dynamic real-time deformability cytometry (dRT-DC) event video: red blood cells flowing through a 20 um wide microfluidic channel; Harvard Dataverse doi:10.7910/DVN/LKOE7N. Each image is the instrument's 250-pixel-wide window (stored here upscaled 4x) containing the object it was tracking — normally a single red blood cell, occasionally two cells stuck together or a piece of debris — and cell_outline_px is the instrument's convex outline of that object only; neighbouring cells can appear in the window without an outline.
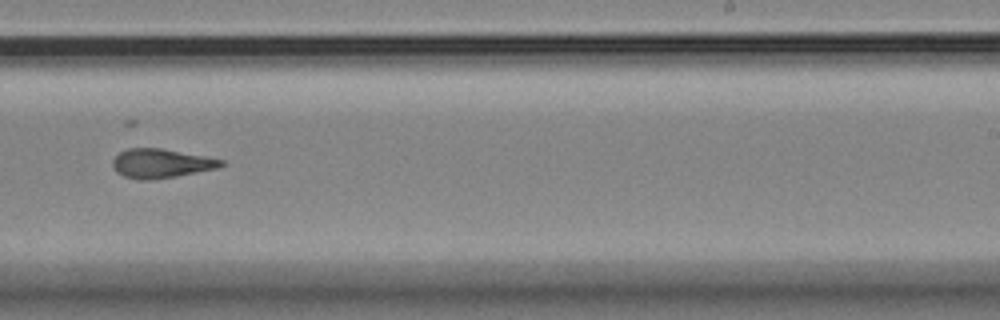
{"species": "Egyptian fruit bat (a non-hibernating species)", "species_latin": "Rousettus aegyptiacus", "temperature_condition": "room temperature", "stored_images_in_passage": 16, "camera_frame_rate_fps": 3000, "um_per_image_px": 0.085, "animal": {"sex": "female"}, "frame": {"image": 1, "passage_image": 10, "time_ms": 10.333, "image_size_px": [1000, 320], "cell_outline_px": [[224, 164], [220, 168], [176, 176], [152, 180], [136, 180], [124, 176], [116, 172], [112, 168], [112, 160], [120, 152], [128, 148], [160, 148], [204, 156], [224, 160]], "centroid_in_image_um": [13.67, 13.9], "position_along_channel_um": 275.3, "area_um2": 18.5}}
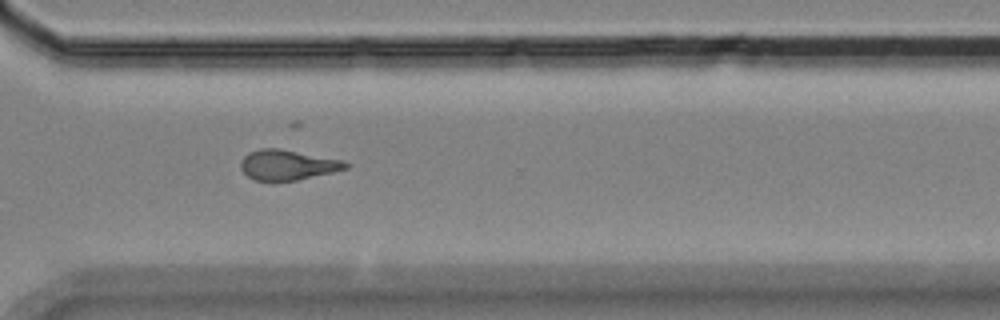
{"frame": {"image": 2, "passage_image": 12, "time_ms": 12.333, "image_size_px": [1000, 320], "cell_outline_px": [[352, 164], [348, 168], [332, 172], [296, 180], [272, 184], [256, 180], [248, 176], [240, 168], [240, 160], [248, 152], [260, 148], [280, 148], [344, 160]], "centroid_in_image_um": [24.42, 14.03], "position_along_channel_um": 346.2, "area_um2": 19.07}}
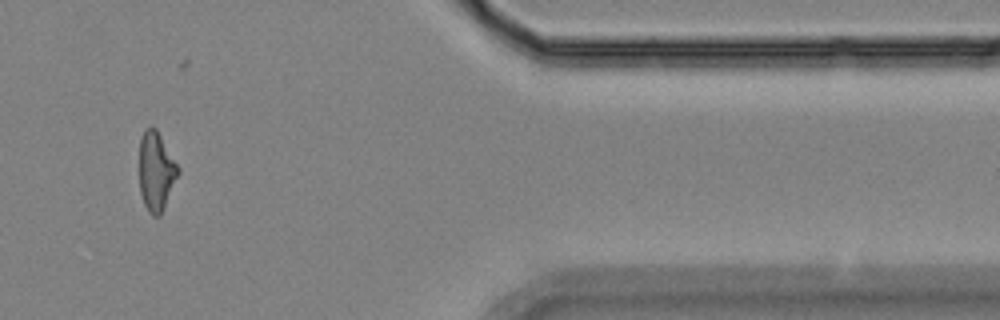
{"frame": {"image": 3, "passage_image": 14, "time_ms": 14.667, "image_size_px": [1000, 320], "cell_outline_px": [[180, 172], [164, 208], [160, 216], [152, 216], [148, 212], [144, 204], [140, 192], [140, 136], [144, 128], [152, 124], [156, 128], [180, 168]], "centroid_in_image_um": [13.27, 14.53], "position_along_channel_um": 398.1, "area_um2": 18.09}, "authors_computed_cell_mechanics": {"area_um2": 18.7561, "velocity_mm_per_s": 3.5508, "shape_relaxation_time_tau1_ms": null, "shape_relaxation_time_tau2_ms": 3.0475, "deformation_change_tau1": null, "deformation_change_tau2": 0.122}}